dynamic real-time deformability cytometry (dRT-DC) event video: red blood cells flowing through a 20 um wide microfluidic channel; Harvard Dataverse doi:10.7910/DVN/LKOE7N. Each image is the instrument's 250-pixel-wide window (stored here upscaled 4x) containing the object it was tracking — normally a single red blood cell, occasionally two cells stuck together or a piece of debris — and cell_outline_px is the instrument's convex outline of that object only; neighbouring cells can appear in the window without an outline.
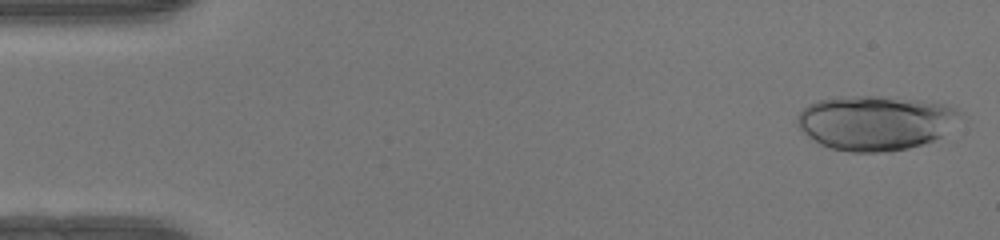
{"species": "human", "species_latin": "Homo sapiens", "temperature_condition": "warm", "stored_images_in_passage": 48, "camera_frame_rate_fps": 3000, "um_per_image_px": 0.085, "donor": {"sex": "female"}, "frame": {"image": 1, "passage_image": 1, "time_ms": 0.0, "image_size_px": [1000, 240], "cell_outline_px": [[968, 120], [940, 136], [924, 144], [908, 148], [888, 152], [852, 152], [828, 148], [820, 144], [808, 136], [800, 128], [796, 120], [796, 116], [808, 104], [820, 100], [840, 96], [880, 96], [920, 100], [948, 104], [964, 112]], "centroid_in_image_um": [74.53, 10.43], "position_along_channel_um": 10.5, "area_um2": 52.89}}
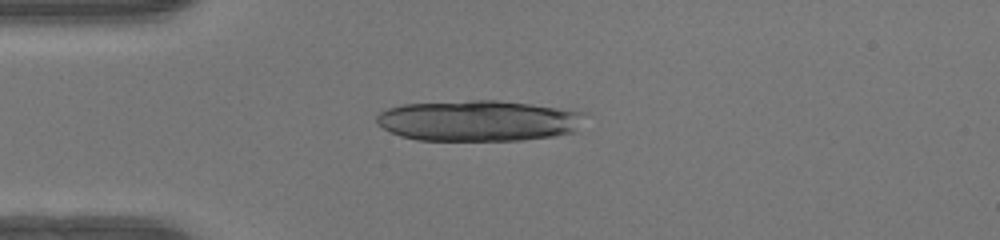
{"frame": {"image": 2, "passage_image": 12, "time_ms": 3.667, "image_size_px": [1000, 240], "cell_outline_px": [[588, 112], [576, 132], [556, 136], [524, 140], [416, 140], [400, 136], [384, 128], [376, 120], [376, 116], [380, 112], [388, 108], [404, 104], [472, 100], [496, 100], [532, 104]], "centroid_in_image_um": [40.74, 10.26], "position_along_channel_um": 44.3, "area_um2": 49.88}}